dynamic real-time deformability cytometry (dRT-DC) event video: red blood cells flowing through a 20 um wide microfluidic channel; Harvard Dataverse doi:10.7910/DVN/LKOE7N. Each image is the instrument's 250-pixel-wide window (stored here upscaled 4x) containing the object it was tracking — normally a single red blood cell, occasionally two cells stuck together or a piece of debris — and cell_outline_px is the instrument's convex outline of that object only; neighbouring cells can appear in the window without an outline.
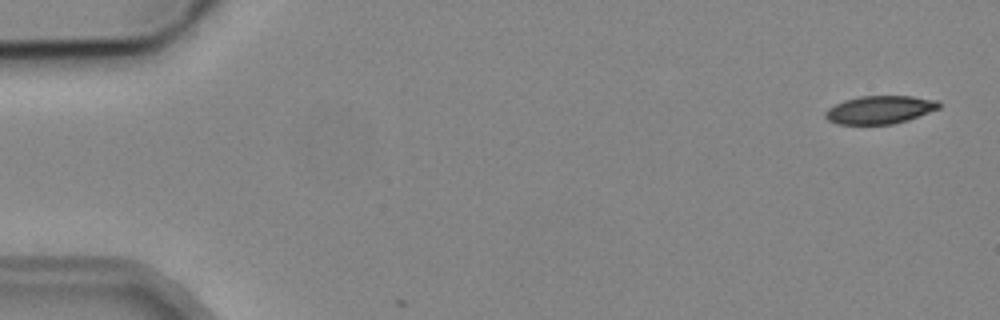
{"species": "common noctule bat (a hibernating species)", "species_latin": "Nyctalus noctula", "temperature_condition": "cold", "stored_images_in_passage": 4, "camera_frame_rate_fps": 3000, "um_per_image_px": 0.085, "animal": {"sex": "male", "body_mass_g": 19.2, "forearm_length_mm": 51.8}, "frame": {"image": 1, "passage_image": 1, "time_ms": 0.0, "image_size_px": [1000, 320], "cell_outline_px": [[940, 108], [908, 120], [892, 124], [836, 124], [828, 120], [824, 116], [824, 112], [828, 108], [844, 100], [860, 96], [912, 96], [936, 100], [940, 104]], "centroid_in_image_um": [74.76, 9.33], "position_along_channel_um": 10.2, "area_um2": 18.55}}